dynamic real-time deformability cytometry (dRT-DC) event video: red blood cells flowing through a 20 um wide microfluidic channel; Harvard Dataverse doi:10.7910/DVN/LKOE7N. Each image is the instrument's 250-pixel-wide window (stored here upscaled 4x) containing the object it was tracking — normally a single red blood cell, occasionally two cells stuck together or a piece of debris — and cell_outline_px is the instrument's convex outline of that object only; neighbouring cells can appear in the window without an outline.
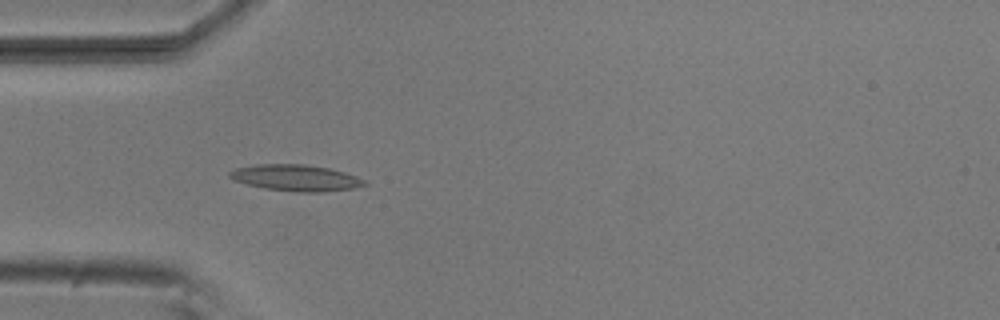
{"species": "common noctule bat (a hibernating species)", "species_latin": "Nyctalus noctula", "temperature_condition": "room temperature", "stored_images_in_passage": 38, "camera_frame_rate_fps": 3000, "um_per_image_px": 0.085, "animal": {"sex": "male", "body_mass_g": 20.5, "forearm_length_mm": 52.5}, "frame": {"image": 1, "passage_image": 1, "time_ms": 0.0, "image_size_px": [1000, 320], "cell_outline_px": [[368, 184], [352, 188], [320, 192], [296, 192], [264, 188], [232, 180], [228, 176], [228, 172], [236, 168], [256, 164], [304, 164], [328, 168], [344, 172], [368, 180]], "centroid_in_image_um": [25.14, 15.11], "position_along_channel_um": 59.9, "area_um2": 20.69}}
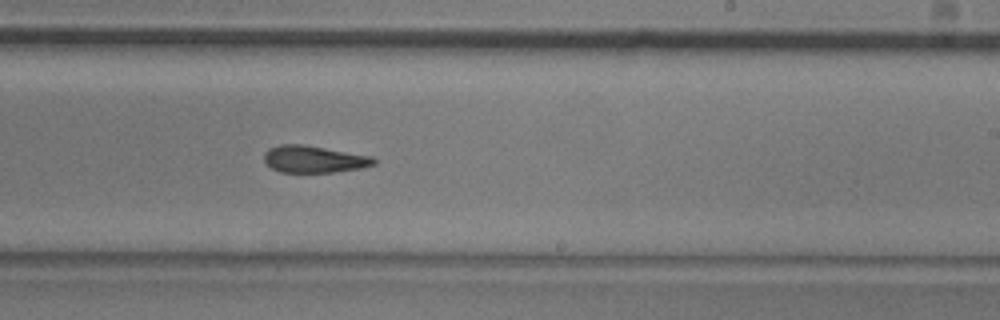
{"frame": {"image": 2, "passage_image": 17, "time_ms": 5.333, "image_size_px": [1000, 320], "cell_outline_px": [[376, 164], [360, 168], [332, 172], [280, 172], [272, 168], [264, 160], [264, 152], [268, 148], [280, 144], [300, 144], [372, 156], [376, 160]], "centroid_in_image_um": [26.66, 13.53], "position_along_channel_um": 262.3, "area_um2": 17.11}}
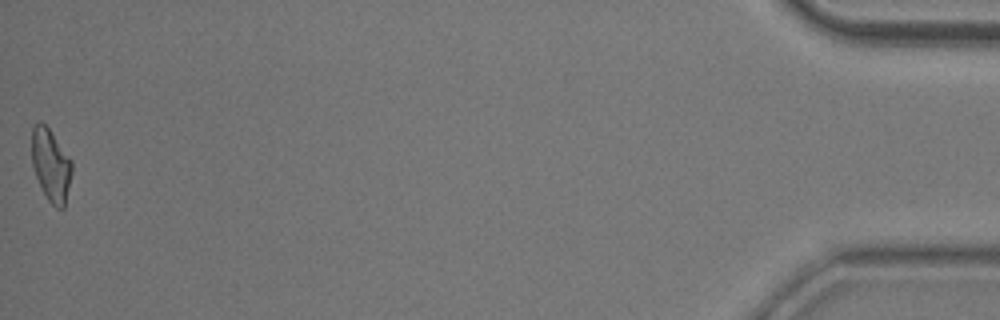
{"frame": {"image": 3, "passage_image": 38, "time_ms": 12.333, "image_size_px": [1000, 320], "cell_outline_px": [[72, 172], [64, 208], [56, 208], [48, 200], [36, 176], [32, 164], [32, 128], [36, 120], [40, 120], [48, 128], [72, 160]], "centroid_in_image_um": [4.32, 14.01], "position_along_channel_um": 430.9, "area_um2": 16.82}, "authors_computed_cell_mechanics": {"area_um2": 17.5712, "velocity_mm_per_s": 3.8152, "shape_relaxation_time_tau1_ms": 6.9743, "shape_relaxation_time_tau2_ms": 3.1714, "deformation_change_tau1": 0.1889, "deformation_change_tau2": 0.1052}}